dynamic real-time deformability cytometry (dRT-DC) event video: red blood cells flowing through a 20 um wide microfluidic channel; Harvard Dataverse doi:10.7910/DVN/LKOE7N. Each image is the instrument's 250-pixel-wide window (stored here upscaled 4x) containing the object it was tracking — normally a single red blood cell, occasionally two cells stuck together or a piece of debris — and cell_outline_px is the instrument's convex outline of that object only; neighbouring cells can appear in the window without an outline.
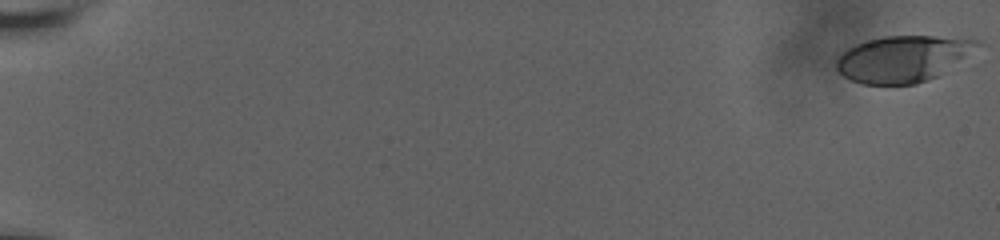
{"species": "human", "species_latin": "Homo sapiens", "temperature_condition": "room temperature", "stored_images_in_passage": 61, "camera_frame_rate_fps": 3000, "um_per_image_px": 0.085, "donor": {"sex": "male"}, "frame": {"image": 1, "passage_image": 1, "time_ms": 0.0, "image_size_px": [1000, 240], "cell_outline_px": [[980, 40], [936, 76], [928, 80], [916, 84], [864, 84], [852, 80], [844, 76], [836, 68], [836, 60], [848, 48], [856, 44], [868, 40], [884, 36], [972, 36]], "centroid_in_image_um": [76.65, 4.97], "position_along_channel_um": 8.3, "area_um2": 36.93}}
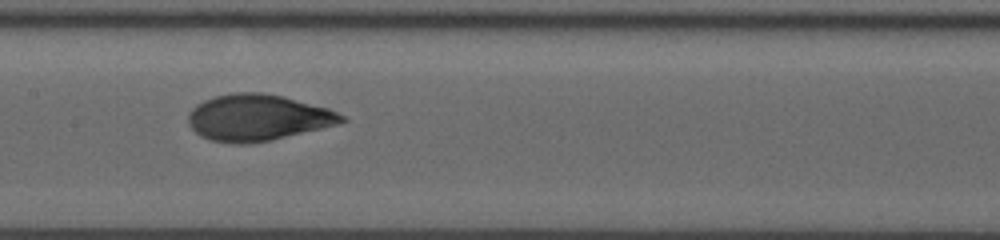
{"frame": {"image": 2, "passage_image": 34, "time_ms": 11.0, "image_size_px": [1000, 240], "cell_outline_px": [[348, 120], [336, 124], [320, 128], [268, 140], [248, 144], [236, 144], [212, 140], [200, 136], [188, 124], [188, 112], [196, 104], [204, 100], [216, 96], [232, 92], [264, 92], [284, 96], [328, 108], [344, 116]], "centroid_in_image_um": [21.86, 9.98], "position_along_channel_um": 185.5, "area_um2": 41.21}}
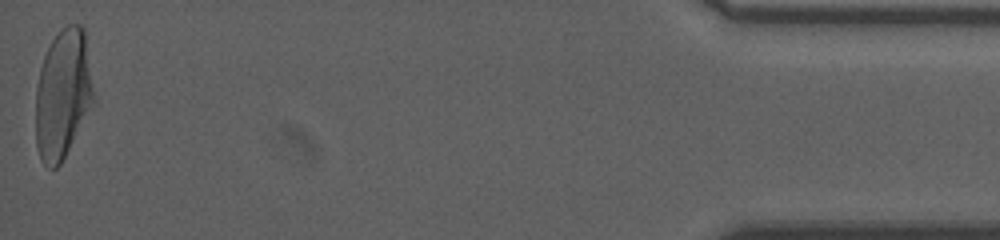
{"frame": {"image": 3, "passage_image": 61, "time_ms": 20.0, "image_size_px": [1000, 240], "cell_outline_px": [[96, 104], [60, 164], [56, 168], [48, 168], [40, 160], [36, 144], [36, 88], [40, 68], [44, 56], [52, 40], [60, 28], [68, 24], [80, 24], [84, 28], [96, 100]], "centroid_in_image_um": [5.38, 8.02], "position_along_channel_um": 429.8, "area_um2": 44.56}, "authors_computed_cell_mechanics": {"area_um2": 39.9976, "velocity_mm_per_s": 3.6345, "shape_relaxation_time_tau1_ms": 4.2667, "shape_relaxation_time_tau2_ms": null, "deformation_change_tau1": 0.1979, "deformation_change_tau2": null}}